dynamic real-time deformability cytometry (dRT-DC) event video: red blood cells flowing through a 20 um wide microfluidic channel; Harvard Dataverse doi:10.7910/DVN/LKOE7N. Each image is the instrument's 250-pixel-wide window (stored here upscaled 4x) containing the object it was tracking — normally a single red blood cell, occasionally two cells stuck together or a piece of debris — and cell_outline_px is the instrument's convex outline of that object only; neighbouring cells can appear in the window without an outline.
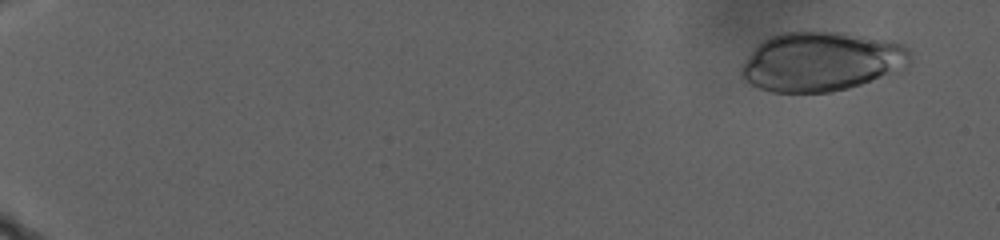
{"species": "human", "species_latin": "Homo sapiens", "temperature_condition": "warm", "stored_images_in_passage": 95, "camera_frame_rate_fps": 3000, "um_per_image_px": 0.085, "donor": {"sex": "male"}, "frame": {"image": 1, "passage_image": 8, "time_ms": 2.333, "image_size_px": [1000, 240], "cell_outline_px": [[912, 60], [904, 68], [860, 84], [848, 88], [832, 92], [772, 92], [760, 88], [752, 84], [740, 76], [740, 68], [748, 56], [764, 40], [772, 36], [784, 32], [840, 32], [904, 44], [908, 48]], "centroid_in_image_um": [69.8, 5.24], "position_along_channel_um": 15.2, "area_um2": 57.63}}
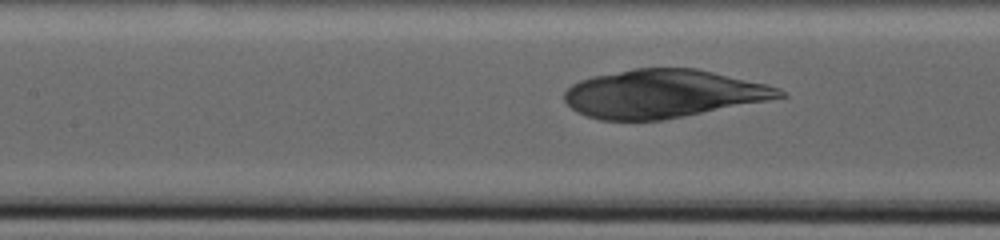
{"frame": {"image": 2, "passage_image": 57, "time_ms": 18.667, "image_size_px": [1000, 240], "cell_outline_px": [[788, 96], [768, 100], [664, 120], [600, 120], [588, 116], [572, 108], [564, 100], [564, 92], [572, 84], [580, 80], [592, 76], [632, 68], [696, 68], [764, 84], [780, 88]], "centroid_in_image_um": [56.34, 7.96], "position_along_channel_um": 151.1, "area_um2": 60.05}}
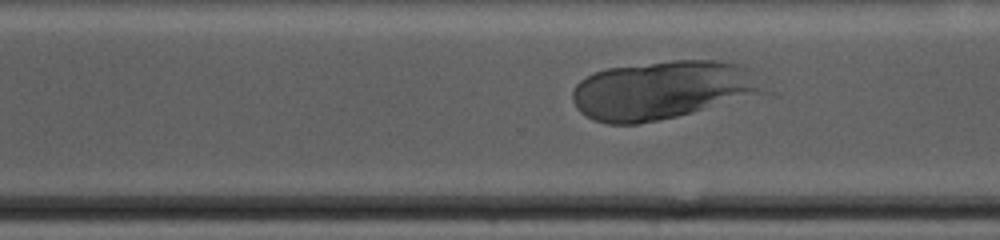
{"frame": {"image": 3, "passage_image": 81, "time_ms": 26.667, "image_size_px": [1000, 240], "cell_outline_px": [[780, 92], [676, 116], [636, 124], [608, 124], [592, 120], [580, 112], [576, 108], [572, 100], [572, 92], [576, 84], [580, 80], [596, 72], [608, 68], [672, 60], [720, 60], [736, 64]], "centroid_in_image_um": [56.44, 7.67], "position_along_channel_um": 314.2, "area_um2": 66.12}}